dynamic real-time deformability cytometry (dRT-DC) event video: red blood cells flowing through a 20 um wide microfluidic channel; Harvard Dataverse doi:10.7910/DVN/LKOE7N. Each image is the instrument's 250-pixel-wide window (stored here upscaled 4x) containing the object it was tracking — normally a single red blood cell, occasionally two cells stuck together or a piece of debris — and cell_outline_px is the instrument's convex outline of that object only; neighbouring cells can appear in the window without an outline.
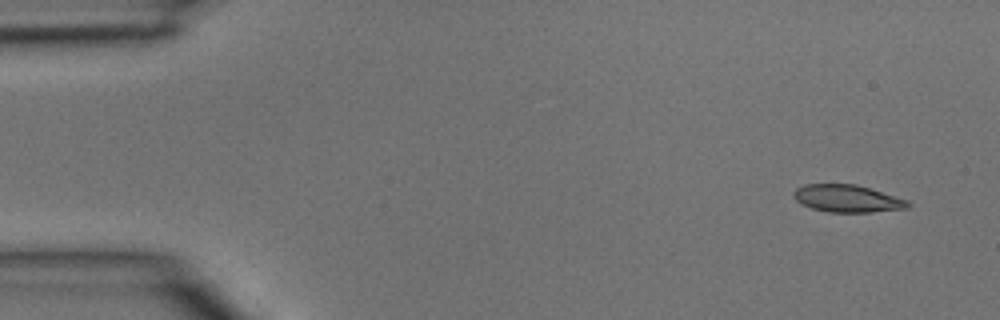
{"species": "common noctule bat (a hibernating species)", "species_latin": "Nyctalus noctula", "temperature_condition": "room temperature", "stored_images_in_passage": 3, "camera_frame_rate_fps": 3000, "um_per_image_px": 0.085, "animal": {"sex": "male", "body_mass_g": 15.6}, "frame": {"image": 1, "passage_image": 1, "time_ms": 0.0, "image_size_px": [1000, 320], "cell_outline_px": [[912, 204], [908, 208], [872, 212], [828, 212], [812, 208], [800, 204], [792, 196], [792, 192], [796, 188], [804, 184], [856, 184], [908, 200]], "centroid_in_image_um": [71.99, 16.87], "position_along_channel_um": 13.0, "area_um2": 18.32}}
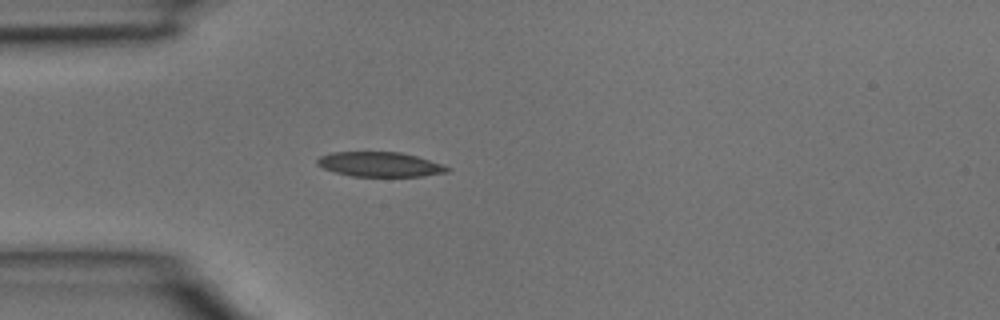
{"frame": {"image": 2, "passage_image": 3, "time_ms": 0.667, "image_size_px": [1000, 320], "cell_outline_px": [[452, 168], [448, 172], [424, 176], [352, 176], [336, 172], [324, 168], [316, 164], [316, 160], [320, 156], [332, 152], [400, 152], [416, 156]], "centroid_in_image_um": [32.28, 13.97], "position_along_channel_um": 52.7, "area_um2": 18.55}}